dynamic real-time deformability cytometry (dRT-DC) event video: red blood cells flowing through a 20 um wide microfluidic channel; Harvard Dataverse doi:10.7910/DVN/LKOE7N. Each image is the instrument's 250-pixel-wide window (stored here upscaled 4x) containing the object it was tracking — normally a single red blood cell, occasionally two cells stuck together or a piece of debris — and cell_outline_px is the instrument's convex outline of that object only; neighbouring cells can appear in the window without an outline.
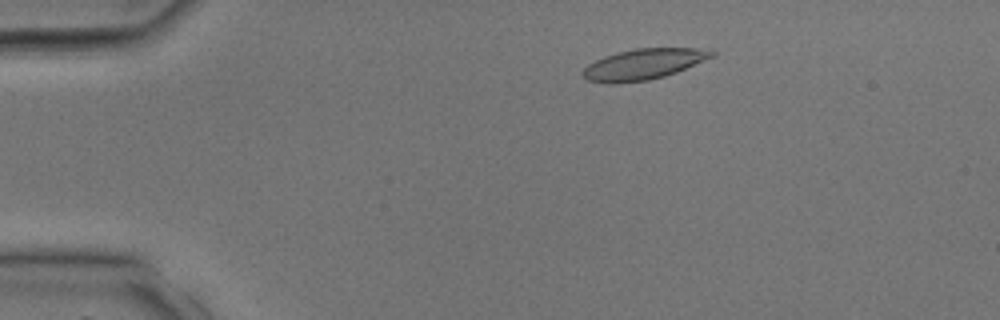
{"species": "common noctule bat (a hibernating species)", "species_latin": "Nyctalus noctula", "temperature_condition": "room temperature", "stored_images_in_passage": 30, "camera_frame_rate_fps": 3000, "um_per_image_px": 0.085, "animal": {"sex": "male", "body_mass_g": 17.9, "forearm_length_mm": 54.2}, "frame": {"image": 1, "passage_image": 3, "time_ms": 0.667, "image_size_px": [1000, 320], "cell_outline_px": [[716, 56], [676, 72], [664, 76], [648, 80], [616, 84], [608, 84], [584, 80], [580, 76], [580, 72], [588, 64], [604, 56], [636, 48], [712, 48], [716, 52]], "centroid_in_image_um": [54.69, 5.46], "position_along_channel_um": 30.3, "area_um2": 23.52}}
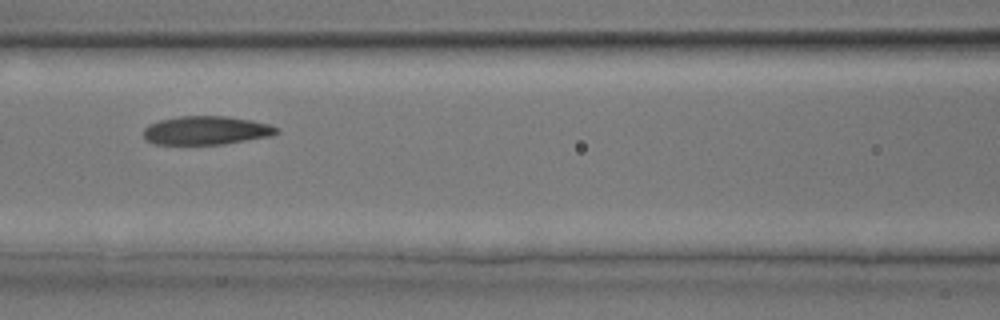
{"frame": {"image": 2, "passage_image": 12, "time_ms": 3.667, "image_size_px": [1000, 320], "cell_outline_px": [[280, 132], [272, 136], [224, 144], [156, 144], [144, 140], [144, 128], [148, 124], [160, 120], [180, 116], [228, 116], [252, 120], [268, 124], [280, 128]], "centroid_in_image_um": [17.55, 11.08], "position_along_channel_um": 149.0, "area_um2": 22.37}}
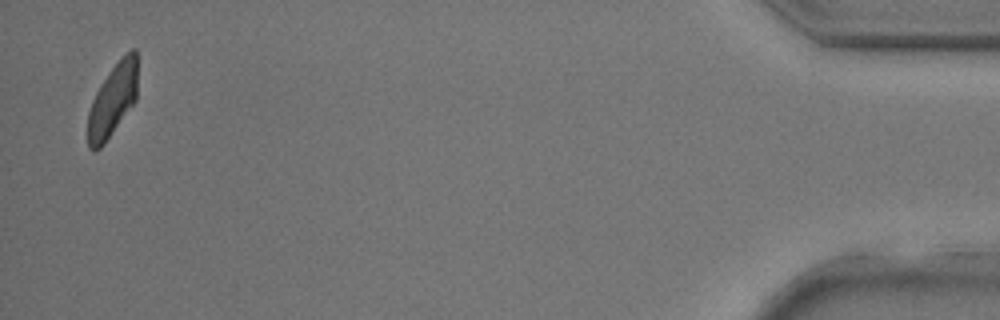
{"frame": {"image": 3, "passage_image": 30, "time_ms": 9.667, "image_size_px": [1000, 320], "cell_outline_px": [[136, 100], [104, 144], [100, 148], [88, 148], [88, 112], [92, 100], [100, 84], [108, 72], [132, 48], [136, 48]], "centroid_in_image_um": [9.56, 8.52], "position_along_channel_um": 425.6, "area_um2": 20.58}}